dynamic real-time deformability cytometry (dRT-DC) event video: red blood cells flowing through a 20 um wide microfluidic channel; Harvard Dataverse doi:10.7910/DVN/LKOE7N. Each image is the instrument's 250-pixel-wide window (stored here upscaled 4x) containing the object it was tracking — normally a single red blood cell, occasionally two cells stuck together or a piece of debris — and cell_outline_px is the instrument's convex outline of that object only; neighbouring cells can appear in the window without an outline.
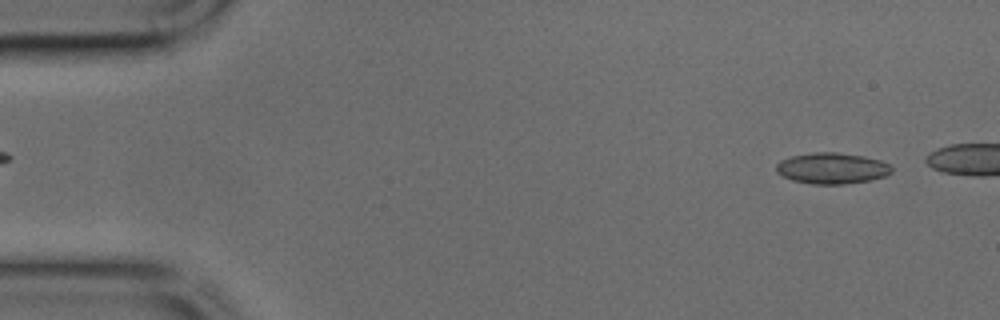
{"species": "common noctule bat (a hibernating species)", "species_latin": "Nyctalus noctula", "temperature_condition": "cold", "stored_images_in_passage": 5, "camera_frame_rate_fps": 3000, "um_per_image_px": 0.085, "animal": {"sex": "male", "body_mass_g": 17.9, "forearm_length_mm": 54.2}, "frame": {"image": 1, "passage_image": 2, "time_ms": 0.333, "image_size_px": [1000, 320], "cell_outline_px": [[892, 172], [884, 176], [868, 180], [844, 184], [812, 184], [792, 180], [776, 172], [776, 164], [780, 160], [792, 156], [816, 152], [836, 152], [864, 156], [880, 160], [888, 164], [892, 168]], "centroid_in_image_um": [70.7, 14.3], "position_along_channel_um": 14.3, "area_um2": 20.75}}